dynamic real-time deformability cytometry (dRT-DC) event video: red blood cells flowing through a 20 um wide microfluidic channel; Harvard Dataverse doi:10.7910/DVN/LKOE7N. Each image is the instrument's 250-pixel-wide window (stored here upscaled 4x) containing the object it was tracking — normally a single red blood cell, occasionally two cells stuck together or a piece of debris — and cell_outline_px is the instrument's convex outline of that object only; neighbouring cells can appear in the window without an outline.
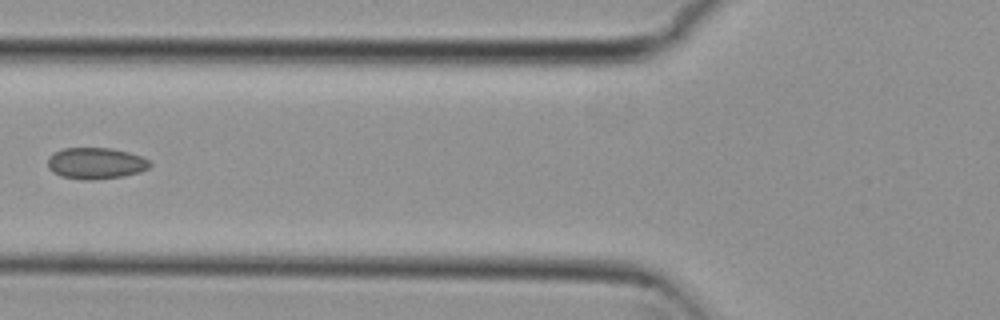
{"species": "common noctule bat (a hibernating species)", "species_latin": "Nyctalus noctula", "temperature_condition": "cold", "stored_images_in_passage": 6, "camera_frame_rate_fps": 3000, "um_per_image_px": 0.085, "animal": {"sex": "female", "body_mass_g": 29.2, "forearm_length_mm": 56.3}, "frame": {"image": 1, "passage_image": 6, "time_ms": 1.667, "image_size_px": [1000, 320], "cell_outline_px": [[152, 164], [148, 168], [140, 172], [124, 176], [96, 180], [84, 180], [60, 176], [52, 172], [48, 168], [48, 156], [64, 148], [112, 148], [128, 152], [140, 156], [148, 160]], "centroid_in_image_um": [8.13, 13.89], "position_along_channel_um": 117.7, "area_um2": 18.79}}